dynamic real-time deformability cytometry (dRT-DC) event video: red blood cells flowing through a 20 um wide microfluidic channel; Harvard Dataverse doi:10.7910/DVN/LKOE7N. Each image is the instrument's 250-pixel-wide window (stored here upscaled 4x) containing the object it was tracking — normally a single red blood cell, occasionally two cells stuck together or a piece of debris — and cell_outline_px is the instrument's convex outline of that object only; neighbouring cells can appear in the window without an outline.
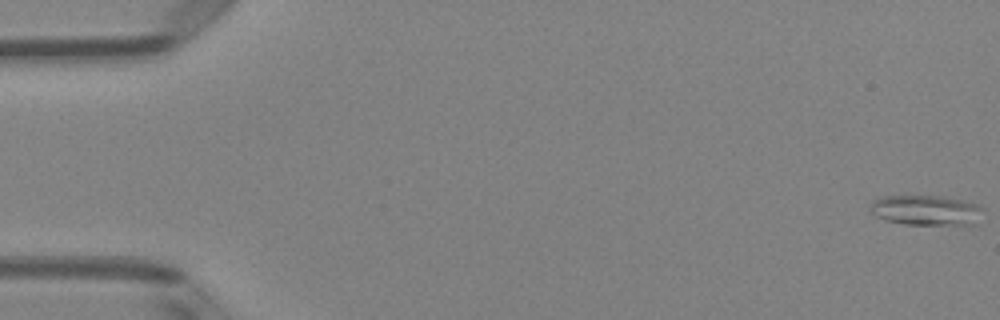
{"species": "Egyptian fruit bat (a non-hibernating species)", "species_latin": "Rousettus aegyptiacus", "temperature_condition": "room temperature", "stored_images_in_passage": 52, "camera_frame_rate_fps": 3000, "um_per_image_px": 0.085, "animal": {"sex": "female"}, "frame": {"image": 1, "passage_image": 1, "time_ms": 0.0, "image_size_px": [1000, 320], "cell_outline_px": [[984, 208], [972, 224], [904, 224], [888, 220], [876, 216], [872, 212], [872, 200], [880, 196], [940, 196], [964, 200], [976, 204]], "centroid_in_image_um": [78.69, 17.85], "position_along_channel_um": 6.3, "area_um2": 19.36}}
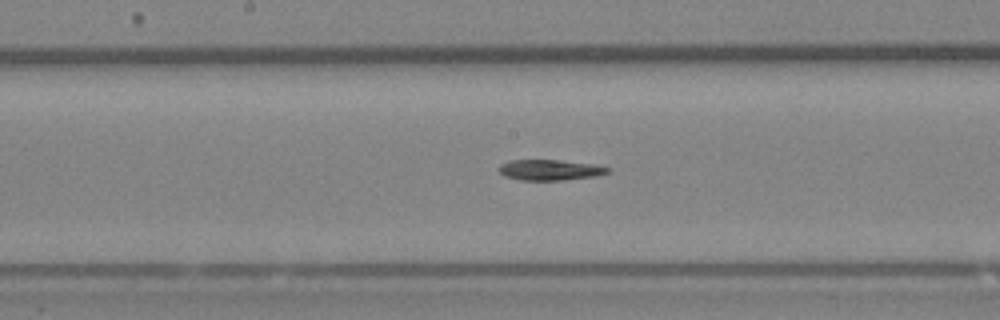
{"frame": {"image": 2, "passage_image": 27, "time_ms": 8.667, "image_size_px": [1000, 320], "cell_outline_px": [[612, 172], [596, 176], [564, 180], [520, 180], [504, 176], [500, 172], [500, 164], [508, 160], [560, 160], [592, 164], [612, 168]], "centroid_in_image_um": [46.78, 14.44], "position_along_channel_um": 201.4, "area_um2": 13.18}}
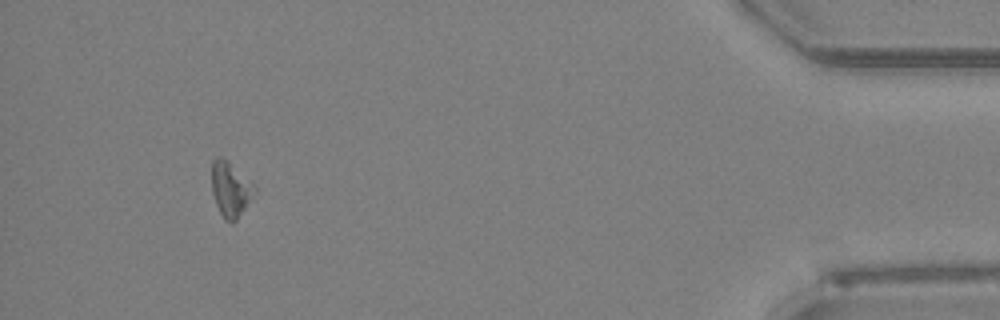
{"frame": {"image": 3, "passage_image": 48, "time_ms": 15.667, "image_size_px": [1000, 320], "cell_outline_px": [[256, 192], [236, 220], [232, 224], [224, 220], [216, 204], [212, 192], [212, 160], [216, 156], [220, 156], [252, 184], [256, 188]], "centroid_in_image_um": [19.56, 16.14], "position_along_channel_um": 415.6, "area_um2": 13.24}}